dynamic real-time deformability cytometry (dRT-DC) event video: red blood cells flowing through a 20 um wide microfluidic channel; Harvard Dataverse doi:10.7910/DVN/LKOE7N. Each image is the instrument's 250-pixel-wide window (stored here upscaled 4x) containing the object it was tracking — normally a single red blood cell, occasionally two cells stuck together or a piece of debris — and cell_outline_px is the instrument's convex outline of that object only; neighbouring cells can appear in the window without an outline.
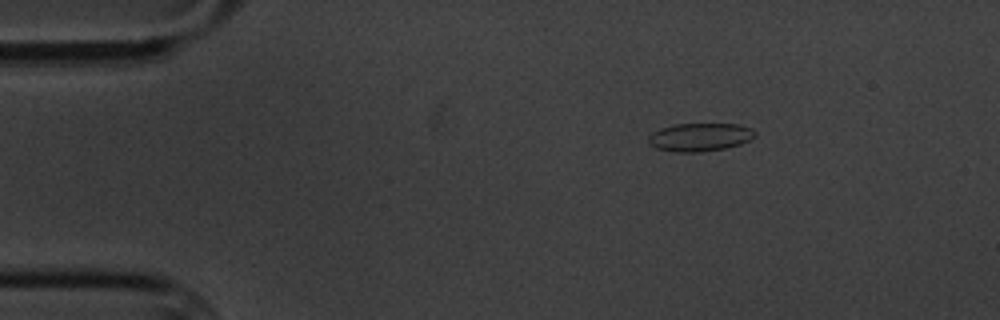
{"species": "common noctule bat (a hibernating species)", "species_latin": "Nyctalus noctula", "temperature_condition": "cold", "stored_images_in_passage": 6, "camera_frame_rate_fps": 3000, "um_per_image_px": 0.085, "animal": {"sex": "male", "body_mass_g": 20.1, "forearm_length_mm": 53.5}, "frame": {"image": 1, "passage_image": 3, "time_ms": 2.333, "image_size_px": [1000, 320], "cell_outline_px": [[756, 136], [740, 144], [724, 148], [700, 152], [676, 152], [656, 148], [648, 140], [648, 136], [652, 132], [660, 128], [672, 124], [736, 124], [752, 128], [756, 132]], "centroid_in_image_um": [59.48, 11.64], "position_along_channel_um": 25.5, "area_um2": 17.46}}